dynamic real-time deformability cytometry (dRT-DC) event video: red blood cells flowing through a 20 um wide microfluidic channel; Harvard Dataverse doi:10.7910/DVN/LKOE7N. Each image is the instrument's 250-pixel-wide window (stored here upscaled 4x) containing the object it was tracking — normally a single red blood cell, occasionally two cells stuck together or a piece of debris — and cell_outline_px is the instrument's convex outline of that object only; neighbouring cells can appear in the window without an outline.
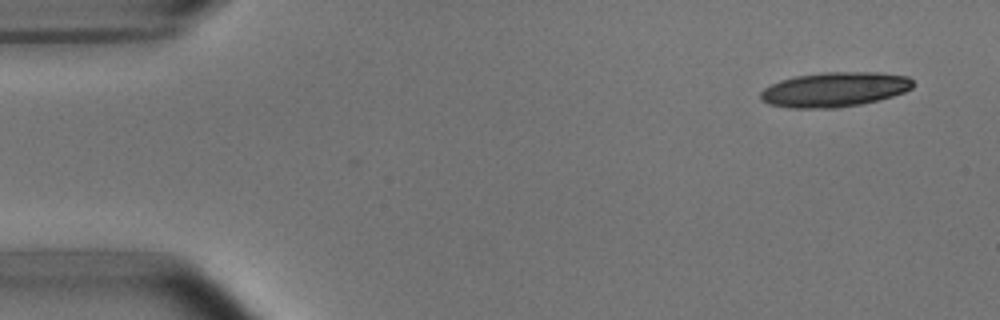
{"species": "common noctule bat (a hibernating species)", "species_latin": "Nyctalus noctula", "temperature_condition": "room temperature", "stored_images_in_passage": 15, "camera_frame_rate_fps": 3000, "um_per_image_px": 0.085, "animal": {"sex": "male", "body_mass_g": 15.6}, "frame": {"image": 1, "passage_image": 1, "time_ms": 0.0, "image_size_px": [1000, 320], "cell_outline_px": [[912, 88], [904, 92], [892, 96], [860, 104], [836, 108], [788, 108], [768, 104], [760, 100], [760, 92], [764, 88], [780, 80], [796, 76], [828, 72], [880, 72], [908, 76], [912, 80]], "centroid_in_image_um": [70.91, 7.61], "position_along_channel_um": 14.1, "area_um2": 30.81}}